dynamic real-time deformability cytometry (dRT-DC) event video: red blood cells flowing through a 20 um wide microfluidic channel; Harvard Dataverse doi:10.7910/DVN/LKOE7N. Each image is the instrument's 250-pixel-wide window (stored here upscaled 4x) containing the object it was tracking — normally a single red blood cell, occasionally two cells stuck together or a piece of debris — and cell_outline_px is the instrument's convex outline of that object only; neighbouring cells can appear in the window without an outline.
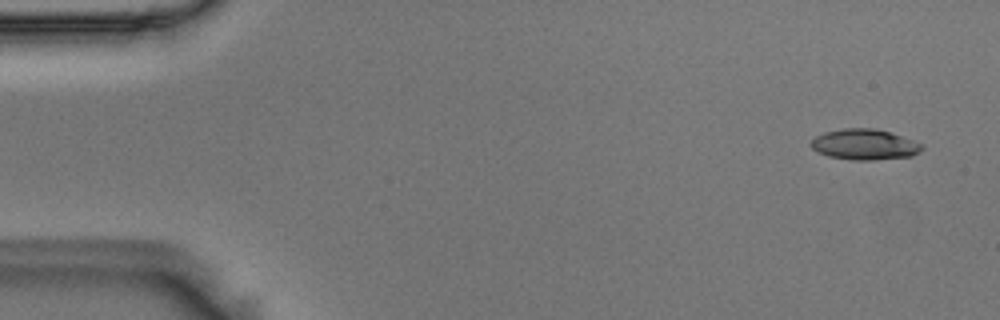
{"species": "Egyptian fruit bat (a non-hibernating species)", "species_latin": "Rousettus aegyptiacus", "temperature_condition": "room temperature", "stored_images_in_passage": 5, "camera_frame_rate_fps": 3000, "um_per_image_px": 0.085, "animal": {"sex": "male"}, "frame": {"image": 1, "passage_image": 1, "time_ms": 0.0, "image_size_px": [1000, 320], "cell_outline_px": [[924, 148], [920, 152], [912, 156], [872, 160], [852, 160], [828, 156], [812, 148], [808, 144], [816, 136], [824, 132], [844, 128], [876, 128], [924, 144]], "centroid_in_image_um": [73.49, 12.28], "position_along_channel_um": 11.5, "area_um2": 19.83}}